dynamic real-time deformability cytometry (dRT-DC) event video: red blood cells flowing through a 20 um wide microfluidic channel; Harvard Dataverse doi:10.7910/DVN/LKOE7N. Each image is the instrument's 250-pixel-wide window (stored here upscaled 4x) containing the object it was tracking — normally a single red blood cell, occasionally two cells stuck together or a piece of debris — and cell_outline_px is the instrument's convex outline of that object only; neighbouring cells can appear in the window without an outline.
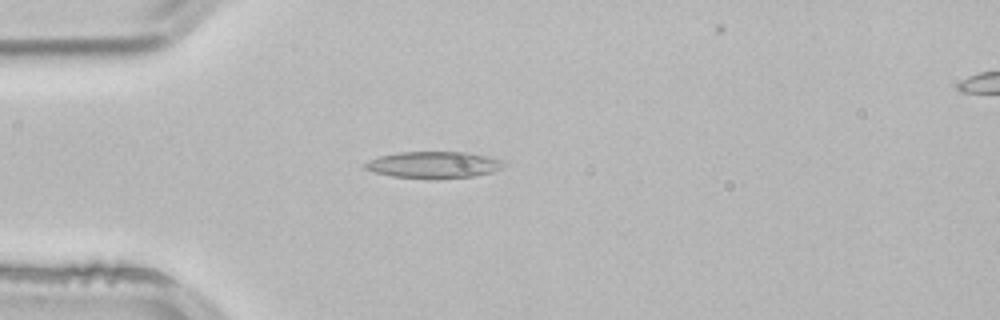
{"species": "common noctule bat (a hibernating species)", "species_latin": "Nyctalus noctula", "temperature_condition": "room temperature", "stored_images_in_passage": 3, "segment_of_instrument_passage": [1, 2], "camera_frame_rate_fps": 3000, "um_per_image_px": 0.085, "animal": {"sex": "male", "body_mass_g": 21.5, "forearm_length_mm": 52.0}, "frame": {"image": 1, "passage_image": 2, "time_ms": 0.333, "image_size_px": [1000, 320], "cell_outline_px": [[508, 164], [504, 168], [492, 172], [476, 176], [436, 180], [428, 180], [392, 176], [372, 172], [364, 168], [364, 164], [368, 160], [380, 156], [400, 152], [464, 152], [488, 156], [508, 160]], "centroid_in_image_um": [36.94, 14.03], "position_along_channel_um": 48.1, "area_um2": 22.31}}